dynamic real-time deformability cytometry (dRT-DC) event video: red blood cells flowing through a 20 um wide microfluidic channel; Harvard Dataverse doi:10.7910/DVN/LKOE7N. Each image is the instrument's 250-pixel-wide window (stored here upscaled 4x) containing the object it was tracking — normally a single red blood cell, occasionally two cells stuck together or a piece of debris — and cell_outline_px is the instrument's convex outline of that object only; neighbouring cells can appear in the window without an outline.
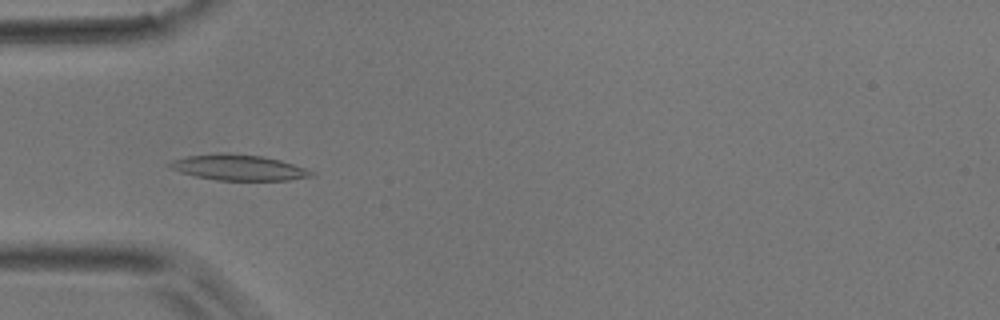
{"species": "common noctule bat (a hibernating species)", "species_latin": "Nyctalus noctula", "temperature_condition": "room temperature", "stored_images_in_passage": 12, "camera_frame_rate_fps": 3000, "um_per_image_px": 0.085, "animal": {"sex": "male", "body_mass_g": 17.9}, "frame": {"image": 1, "passage_image": 3, "time_ms": 0.667, "image_size_px": [1000, 320], "cell_outline_px": [[316, 176], [288, 180], [216, 180], [196, 176], [180, 172], [168, 168], [164, 164], [172, 160], [188, 156], [228, 152], [264, 156], [280, 160], [316, 172]], "centroid_in_image_um": [20.26, 14.23], "position_along_channel_um": 64.7, "area_um2": 21.39}}
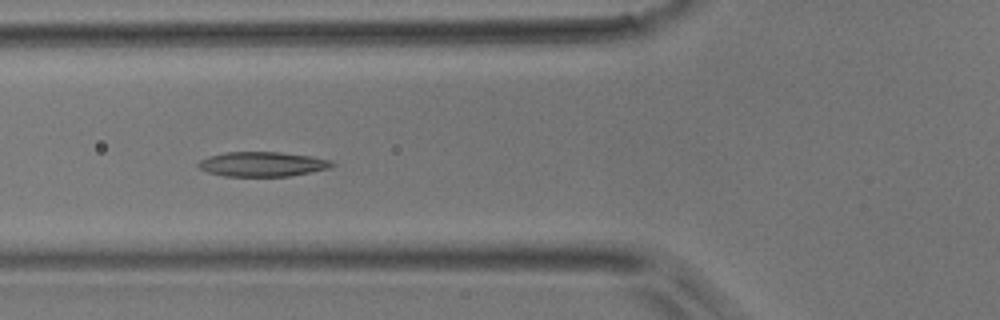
{"frame": {"image": 2, "passage_image": 6, "time_ms": 1.667, "image_size_px": [1000, 320], "cell_outline_px": [[336, 164], [328, 168], [288, 176], [224, 176], [208, 172], [200, 168], [196, 164], [200, 160], [208, 156], [224, 152], [280, 152], [312, 156], [332, 160]], "centroid_in_image_um": [22.29, 13.94], "position_along_channel_um": 103.5, "area_um2": 19.19}}